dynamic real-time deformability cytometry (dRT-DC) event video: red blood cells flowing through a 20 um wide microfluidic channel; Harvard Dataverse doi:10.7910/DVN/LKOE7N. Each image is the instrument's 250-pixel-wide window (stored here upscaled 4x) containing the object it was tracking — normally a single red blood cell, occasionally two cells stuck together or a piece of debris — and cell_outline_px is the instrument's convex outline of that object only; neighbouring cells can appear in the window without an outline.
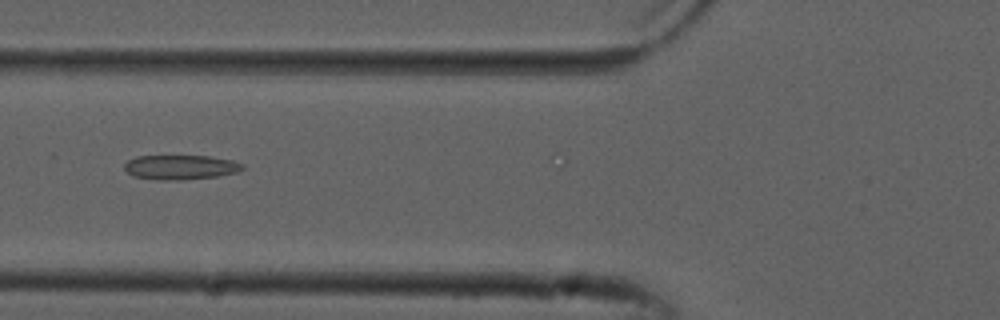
{"species": "common noctule bat (a hibernating species)", "species_latin": "Nyctalus noctula", "temperature_condition": "cold", "stored_images_in_passage": 12, "camera_frame_rate_fps": 3000, "um_per_image_px": 0.085, "animal": {"sex": "male", "forearm_length_mm": 52.5}, "frame": {"image": 1, "passage_image": 10, "time_ms": 3.0, "image_size_px": [1000, 320], "cell_outline_px": [[244, 168], [240, 172], [220, 176], [180, 180], [160, 180], [136, 176], [128, 172], [124, 168], [124, 164], [128, 160], [136, 156], [208, 156], [232, 160], [244, 164]], "centroid_in_image_um": [15.4, 14.21], "position_along_channel_um": 110.4, "area_um2": 16.94}}